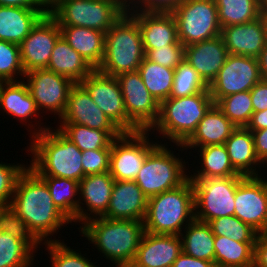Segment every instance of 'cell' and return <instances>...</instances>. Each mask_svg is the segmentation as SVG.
Segmentation results:
<instances>
[{
    "label": "cell",
    "instance_id": "cell-1",
    "mask_svg": "<svg viewBox=\"0 0 267 267\" xmlns=\"http://www.w3.org/2000/svg\"><path fill=\"white\" fill-rule=\"evenodd\" d=\"M9 206L42 243L63 241L54 234L72 223L54 204L45 181L29 166L17 179Z\"/></svg>",
    "mask_w": 267,
    "mask_h": 267
},
{
    "label": "cell",
    "instance_id": "cell-2",
    "mask_svg": "<svg viewBox=\"0 0 267 267\" xmlns=\"http://www.w3.org/2000/svg\"><path fill=\"white\" fill-rule=\"evenodd\" d=\"M78 229L81 237L88 239V244H93L100 256L115 267L132 264L145 232L143 221L108 219L103 216L87 220Z\"/></svg>",
    "mask_w": 267,
    "mask_h": 267
},
{
    "label": "cell",
    "instance_id": "cell-3",
    "mask_svg": "<svg viewBox=\"0 0 267 267\" xmlns=\"http://www.w3.org/2000/svg\"><path fill=\"white\" fill-rule=\"evenodd\" d=\"M28 139V166L39 176L63 177L80 181L85 175L81 163L82 151L56 127ZM28 149V150H27Z\"/></svg>",
    "mask_w": 267,
    "mask_h": 267
},
{
    "label": "cell",
    "instance_id": "cell-4",
    "mask_svg": "<svg viewBox=\"0 0 267 267\" xmlns=\"http://www.w3.org/2000/svg\"><path fill=\"white\" fill-rule=\"evenodd\" d=\"M213 104L209 90L191 96L169 97L163 100L159 106V118L149 130L153 134L151 137L158 133L159 136L154 137L155 140L162 138L160 143L168 140L166 144L169 143V146L171 143L173 146L183 145L195 132L198 123Z\"/></svg>",
    "mask_w": 267,
    "mask_h": 267
},
{
    "label": "cell",
    "instance_id": "cell-5",
    "mask_svg": "<svg viewBox=\"0 0 267 267\" xmlns=\"http://www.w3.org/2000/svg\"><path fill=\"white\" fill-rule=\"evenodd\" d=\"M194 219V189L188 178L182 185L148 198L144 230L153 234L180 235Z\"/></svg>",
    "mask_w": 267,
    "mask_h": 267
},
{
    "label": "cell",
    "instance_id": "cell-6",
    "mask_svg": "<svg viewBox=\"0 0 267 267\" xmlns=\"http://www.w3.org/2000/svg\"><path fill=\"white\" fill-rule=\"evenodd\" d=\"M145 51L138 22L125 12L105 33L104 56L96 69L108 76L138 71Z\"/></svg>",
    "mask_w": 267,
    "mask_h": 267
},
{
    "label": "cell",
    "instance_id": "cell-7",
    "mask_svg": "<svg viewBox=\"0 0 267 267\" xmlns=\"http://www.w3.org/2000/svg\"><path fill=\"white\" fill-rule=\"evenodd\" d=\"M170 145L171 149L167 144L159 142L148 153L134 180L148 198L174 189L189 178V174H187L189 173L187 170H190L188 169L189 162H185L184 157L178 153L174 154L175 149L184 152L183 145L176 144V148L172 144ZM186 163H188V167Z\"/></svg>",
    "mask_w": 267,
    "mask_h": 267
},
{
    "label": "cell",
    "instance_id": "cell-8",
    "mask_svg": "<svg viewBox=\"0 0 267 267\" xmlns=\"http://www.w3.org/2000/svg\"><path fill=\"white\" fill-rule=\"evenodd\" d=\"M125 12V0H53L49 4V14L60 27H85L104 33Z\"/></svg>",
    "mask_w": 267,
    "mask_h": 267
},
{
    "label": "cell",
    "instance_id": "cell-9",
    "mask_svg": "<svg viewBox=\"0 0 267 267\" xmlns=\"http://www.w3.org/2000/svg\"><path fill=\"white\" fill-rule=\"evenodd\" d=\"M245 177L189 178L194 189L195 219L208 223L234 215L235 192Z\"/></svg>",
    "mask_w": 267,
    "mask_h": 267
},
{
    "label": "cell",
    "instance_id": "cell-10",
    "mask_svg": "<svg viewBox=\"0 0 267 267\" xmlns=\"http://www.w3.org/2000/svg\"><path fill=\"white\" fill-rule=\"evenodd\" d=\"M171 13L184 47L221 35L215 0H185Z\"/></svg>",
    "mask_w": 267,
    "mask_h": 267
},
{
    "label": "cell",
    "instance_id": "cell-11",
    "mask_svg": "<svg viewBox=\"0 0 267 267\" xmlns=\"http://www.w3.org/2000/svg\"><path fill=\"white\" fill-rule=\"evenodd\" d=\"M149 131L123 133L111 143L109 173L114 180H135L148 153L159 143Z\"/></svg>",
    "mask_w": 267,
    "mask_h": 267
},
{
    "label": "cell",
    "instance_id": "cell-12",
    "mask_svg": "<svg viewBox=\"0 0 267 267\" xmlns=\"http://www.w3.org/2000/svg\"><path fill=\"white\" fill-rule=\"evenodd\" d=\"M80 84L96 105L123 132L141 131L128 117L117 77L102 74L94 69Z\"/></svg>",
    "mask_w": 267,
    "mask_h": 267
},
{
    "label": "cell",
    "instance_id": "cell-13",
    "mask_svg": "<svg viewBox=\"0 0 267 267\" xmlns=\"http://www.w3.org/2000/svg\"><path fill=\"white\" fill-rule=\"evenodd\" d=\"M23 80L41 115L50 112L51 115H57L60 119L67 106L69 92L76 83L47 69L27 72Z\"/></svg>",
    "mask_w": 267,
    "mask_h": 267
},
{
    "label": "cell",
    "instance_id": "cell-14",
    "mask_svg": "<svg viewBox=\"0 0 267 267\" xmlns=\"http://www.w3.org/2000/svg\"><path fill=\"white\" fill-rule=\"evenodd\" d=\"M261 80L258 58L229 54L208 88L216 104L223 97L250 91Z\"/></svg>",
    "mask_w": 267,
    "mask_h": 267
},
{
    "label": "cell",
    "instance_id": "cell-15",
    "mask_svg": "<svg viewBox=\"0 0 267 267\" xmlns=\"http://www.w3.org/2000/svg\"><path fill=\"white\" fill-rule=\"evenodd\" d=\"M127 117L141 130L149 131L159 118L160 104L152 97L138 71L116 76Z\"/></svg>",
    "mask_w": 267,
    "mask_h": 267
},
{
    "label": "cell",
    "instance_id": "cell-16",
    "mask_svg": "<svg viewBox=\"0 0 267 267\" xmlns=\"http://www.w3.org/2000/svg\"><path fill=\"white\" fill-rule=\"evenodd\" d=\"M60 26L49 14H45L19 44L21 62L25 73L46 69L58 38Z\"/></svg>",
    "mask_w": 267,
    "mask_h": 267
},
{
    "label": "cell",
    "instance_id": "cell-17",
    "mask_svg": "<svg viewBox=\"0 0 267 267\" xmlns=\"http://www.w3.org/2000/svg\"><path fill=\"white\" fill-rule=\"evenodd\" d=\"M234 202V216L260 233L267 225L265 176H246L237 186Z\"/></svg>",
    "mask_w": 267,
    "mask_h": 267
},
{
    "label": "cell",
    "instance_id": "cell-18",
    "mask_svg": "<svg viewBox=\"0 0 267 267\" xmlns=\"http://www.w3.org/2000/svg\"><path fill=\"white\" fill-rule=\"evenodd\" d=\"M1 110L3 113L8 114L7 116L10 115L14 117L16 121L18 120L24 125H28V131H31V137L51 127L49 125L46 126L47 123H41L42 120L39 118V121H36L37 117L43 116L40 115L41 112L32 98L24 80L15 82H0V112ZM33 119L35 121H32ZM35 122L38 123L36 124Z\"/></svg>",
    "mask_w": 267,
    "mask_h": 267
},
{
    "label": "cell",
    "instance_id": "cell-19",
    "mask_svg": "<svg viewBox=\"0 0 267 267\" xmlns=\"http://www.w3.org/2000/svg\"><path fill=\"white\" fill-rule=\"evenodd\" d=\"M114 183L109 171L84 176L79 181L78 213L72 223L82 225L91 218L103 216L108 209Z\"/></svg>",
    "mask_w": 267,
    "mask_h": 267
},
{
    "label": "cell",
    "instance_id": "cell-20",
    "mask_svg": "<svg viewBox=\"0 0 267 267\" xmlns=\"http://www.w3.org/2000/svg\"><path fill=\"white\" fill-rule=\"evenodd\" d=\"M57 123L80 124L98 130H120L80 83L71 88L65 112Z\"/></svg>",
    "mask_w": 267,
    "mask_h": 267
},
{
    "label": "cell",
    "instance_id": "cell-21",
    "mask_svg": "<svg viewBox=\"0 0 267 267\" xmlns=\"http://www.w3.org/2000/svg\"><path fill=\"white\" fill-rule=\"evenodd\" d=\"M181 252L180 235L144 232L135 259L127 267H172Z\"/></svg>",
    "mask_w": 267,
    "mask_h": 267
},
{
    "label": "cell",
    "instance_id": "cell-22",
    "mask_svg": "<svg viewBox=\"0 0 267 267\" xmlns=\"http://www.w3.org/2000/svg\"><path fill=\"white\" fill-rule=\"evenodd\" d=\"M142 34L145 53L166 46H183L178 39L175 17L171 12H128Z\"/></svg>",
    "mask_w": 267,
    "mask_h": 267
},
{
    "label": "cell",
    "instance_id": "cell-23",
    "mask_svg": "<svg viewBox=\"0 0 267 267\" xmlns=\"http://www.w3.org/2000/svg\"><path fill=\"white\" fill-rule=\"evenodd\" d=\"M221 36L228 53L258 58L267 44V30L262 16L254 21L223 27Z\"/></svg>",
    "mask_w": 267,
    "mask_h": 267
},
{
    "label": "cell",
    "instance_id": "cell-24",
    "mask_svg": "<svg viewBox=\"0 0 267 267\" xmlns=\"http://www.w3.org/2000/svg\"><path fill=\"white\" fill-rule=\"evenodd\" d=\"M228 55L221 35L185 46V61L208 86L217 77Z\"/></svg>",
    "mask_w": 267,
    "mask_h": 267
},
{
    "label": "cell",
    "instance_id": "cell-25",
    "mask_svg": "<svg viewBox=\"0 0 267 267\" xmlns=\"http://www.w3.org/2000/svg\"><path fill=\"white\" fill-rule=\"evenodd\" d=\"M148 197L133 180H115L108 209V219L144 221Z\"/></svg>",
    "mask_w": 267,
    "mask_h": 267
},
{
    "label": "cell",
    "instance_id": "cell-26",
    "mask_svg": "<svg viewBox=\"0 0 267 267\" xmlns=\"http://www.w3.org/2000/svg\"><path fill=\"white\" fill-rule=\"evenodd\" d=\"M237 127L213 104L198 123L192 136L183 144L184 148H199L224 144Z\"/></svg>",
    "mask_w": 267,
    "mask_h": 267
},
{
    "label": "cell",
    "instance_id": "cell-27",
    "mask_svg": "<svg viewBox=\"0 0 267 267\" xmlns=\"http://www.w3.org/2000/svg\"><path fill=\"white\" fill-rule=\"evenodd\" d=\"M49 9L0 6V40L20 44Z\"/></svg>",
    "mask_w": 267,
    "mask_h": 267
},
{
    "label": "cell",
    "instance_id": "cell-28",
    "mask_svg": "<svg viewBox=\"0 0 267 267\" xmlns=\"http://www.w3.org/2000/svg\"><path fill=\"white\" fill-rule=\"evenodd\" d=\"M234 169L243 176H262L264 168L255 153L253 136L246 127H237L224 143Z\"/></svg>",
    "mask_w": 267,
    "mask_h": 267
},
{
    "label": "cell",
    "instance_id": "cell-29",
    "mask_svg": "<svg viewBox=\"0 0 267 267\" xmlns=\"http://www.w3.org/2000/svg\"><path fill=\"white\" fill-rule=\"evenodd\" d=\"M61 36L83 59L97 69L104 56L105 33L85 27H60Z\"/></svg>",
    "mask_w": 267,
    "mask_h": 267
},
{
    "label": "cell",
    "instance_id": "cell-30",
    "mask_svg": "<svg viewBox=\"0 0 267 267\" xmlns=\"http://www.w3.org/2000/svg\"><path fill=\"white\" fill-rule=\"evenodd\" d=\"M187 154V150H193V153L197 152L199 158L197 159L198 168H192V173L189 171V178H217V177H230V176H243L239 174L232 166L228 152L224 144L207 145L199 148H184ZM195 149V150H194ZM197 150V151H196ZM201 162V163H200ZM194 170V171H193ZM191 174V175H190Z\"/></svg>",
    "mask_w": 267,
    "mask_h": 267
},
{
    "label": "cell",
    "instance_id": "cell-31",
    "mask_svg": "<svg viewBox=\"0 0 267 267\" xmlns=\"http://www.w3.org/2000/svg\"><path fill=\"white\" fill-rule=\"evenodd\" d=\"M46 69L65 76L74 83H80L94 70L62 36L54 45Z\"/></svg>",
    "mask_w": 267,
    "mask_h": 267
},
{
    "label": "cell",
    "instance_id": "cell-32",
    "mask_svg": "<svg viewBox=\"0 0 267 267\" xmlns=\"http://www.w3.org/2000/svg\"><path fill=\"white\" fill-rule=\"evenodd\" d=\"M57 125L55 127L81 151L111 149L112 141L123 134L121 130H98L74 123Z\"/></svg>",
    "mask_w": 267,
    "mask_h": 267
},
{
    "label": "cell",
    "instance_id": "cell-33",
    "mask_svg": "<svg viewBox=\"0 0 267 267\" xmlns=\"http://www.w3.org/2000/svg\"><path fill=\"white\" fill-rule=\"evenodd\" d=\"M182 251L191 257L214 262V238L208 223L194 219L180 234Z\"/></svg>",
    "mask_w": 267,
    "mask_h": 267
},
{
    "label": "cell",
    "instance_id": "cell-34",
    "mask_svg": "<svg viewBox=\"0 0 267 267\" xmlns=\"http://www.w3.org/2000/svg\"><path fill=\"white\" fill-rule=\"evenodd\" d=\"M40 177L48 186L54 204L72 222L78 213L79 182L63 177Z\"/></svg>",
    "mask_w": 267,
    "mask_h": 267
},
{
    "label": "cell",
    "instance_id": "cell-35",
    "mask_svg": "<svg viewBox=\"0 0 267 267\" xmlns=\"http://www.w3.org/2000/svg\"><path fill=\"white\" fill-rule=\"evenodd\" d=\"M138 72L152 97L160 104L170 97L175 70L161 66L144 57Z\"/></svg>",
    "mask_w": 267,
    "mask_h": 267
},
{
    "label": "cell",
    "instance_id": "cell-36",
    "mask_svg": "<svg viewBox=\"0 0 267 267\" xmlns=\"http://www.w3.org/2000/svg\"><path fill=\"white\" fill-rule=\"evenodd\" d=\"M255 242H237L226 236L215 235L214 263L219 265L254 264Z\"/></svg>",
    "mask_w": 267,
    "mask_h": 267
},
{
    "label": "cell",
    "instance_id": "cell-37",
    "mask_svg": "<svg viewBox=\"0 0 267 267\" xmlns=\"http://www.w3.org/2000/svg\"><path fill=\"white\" fill-rule=\"evenodd\" d=\"M221 27L239 25L261 16L259 0H215Z\"/></svg>",
    "mask_w": 267,
    "mask_h": 267
},
{
    "label": "cell",
    "instance_id": "cell-38",
    "mask_svg": "<svg viewBox=\"0 0 267 267\" xmlns=\"http://www.w3.org/2000/svg\"><path fill=\"white\" fill-rule=\"evenodd\" d=\"M35 254L19 239L0 232V267H33Z\"/></svg>",
    "mask_w": 267,
    "mask_h": 267
},
{
    "label": "cell",
    "instance_id": "cell-39",
    "mask_svg": "<svg viewBox=\"0 0 267 267\" xmlns=\"http://www.w3.org/2000/svg\"><path fill=\"white\" fill-rule=\"evenodd\" d=\"M0 232L9 233L21 240L34 254L43 245L10 206H0Z\"/></svg>",
    "mask_w": 267,
    "mask_h": 267
},
{
    "label": "cell",
    "instance_id": "cell-40",
    "mask_svg": "<svg viewBox=\"0 0 267 267\" xmlns=\"http://www.w3.org/2000/svg\"><path fill=\"white\" fill-rule=\"evenodd\" d=\"M216 105L236 127H246L254 113L250 91L223 97Z\"/></svg>",
    "mask_w": 267,
    "mask_h": 267
},
{
    "label": "cell",
    "instance_id": "cell-41",
    "mask_svg": "<svg viewBox=\"0 0 267 267\" xmlns=\"http://www.w3.org/2000/svg\"><path fill=\"white\" fill-rule=\"evenodd\" d=\"M50 257L51 267H97L85 254H81V249H71L63 241H52L43 243Z\"/></svg>",
    "mask_w": 267,
    "mask_h": 267
},
{
    "label": "cell",
    "instance_id": "cell-42",
    "mask_svg": "<svg viewBox=\"0 0 267 267\" xmlns=\"http://www.w3.org/2000/svg\"><path fill=\"white\" fill-rule=\"evenodd\" d=\"M214 235L226 236L237 242H256L259 233L236 216H223L208 222Z\"/></svg>",
    "mask_w": 267,
    "mask_h": 267
},
{
    "label": "cell",
    "instance_id": "cell-43",
    "mask_svg": "<svg viewBox=\"0 0 267 267\" xmlns=\"http://www.w3.org/2000/svg\"><path fill=\"white\" fill-rule=\"evenodd\" d=\"M209 90L194 68L185 60L175 69L170 97H186Z\"/></svg>",
    "mask_w": 267,
    "mask_h": 267
},
{
    "label": "cell",
    "instance_id": "cell-44",
    "mask_svg": "<svg viewBox=\"0 0 267 267\" xmlns=\"http://www.w3.org/2000/svg\"><path fill=\"white\" fill-rule=\"evenodd\" d=\"M24 76L19 45L0 40V82L21 81Z\"/></svg>",
    "mask_w": 267,
    "mask_h": 267
},
{
    "label": "cell",
    "instance_id": "cell-45",
    "mask_svg": "<svg viewBox=\"0 0 267 267\" xmlns=\"http://www.w3.org/2000/svg\"><path fill=\"white\" fill-rule=\"evenodd\" d=\"M22 163L0 162V206H9L17 179L28 166V163Z\"/></svg>",
    "mask_w": 267,
    "mask_h": 267
},
{
    "label": "cell",
    "instance_id": "cell-46",
    "mask_svg": "<svg viewBox=\"0 0 267 267\" xmlns=\"http://www.w3.org/2000/svg\"><path fill=\"white\" fill-rule=\"evenodd\" d=\"M145 57L161 66L176 69L185 60L184 46H166L148 50Z\"/></svg>",
    "mask_w": 267,
    "mask_h": 267
},
{
    "label": "cell",
    "instance_id": "cell-47",
    "mask_svg": "<svg viewBox=\"0 0 267 267\" xmlns=\"http://www.w3.org/2000/svg\"><path fill=\"white\" fill-rule=\"evenodd\" d=\"M111 149L82 151V167L84 175L99 174L109 171Z\"/></svg>",
    "mask_w": 267,
    "mask_h": 267
},
{
    "label": "cell",
    "instance_id": "cell-48",
    "mask_svg": "<svg viewBox=\"0 0 267 267\" xmlns=\"http://www.w3.org/2000/svg\"><path fill=\"white\" fill-rule=\"evenodd\" d=\"M126 12H172L185 0H125Z\"/></svg>",
    "mask_w": 267,
    "mask_h": 267
},
{
    "label": "cell",
    "instance_id": "cell-49",
    "mask_svg": "<svg viewBox=\"0 0 267 267\" xmlns=\"http://www.w3.org/2000/svg\"><path fill=\"white\" fill-rule=\"evenodd\" d=\"M251 100L254 112L267 109V81L261 80L251 90Z\"/></svg>",
    "mask_w": 267,
    "mask_h": 267
},
{
    "label": "cell",
    "instance_id": "cell-50",
    "mask_svg": "<svg viewBox=\"0 0 267 267\" xmlns=\"http://www.w3.org/2000/svg\"><path fill=\"white\" fill-rule=\"evenodd\" d=\"M251 133L256 156L263 166H267V128L251 131Z\"/></svg>",
    "mask_w": 267,
    "mask_h": 267
},
{
    "label": "cell",
    "instance_id": "cell-51",
    "mask_svg": "<svg viewBox=\"0 0 267 267\" xmlns=\"http://www.w3.org/2000/svg\"><path fill=\"white\" fill-rule=\"evenodd\" d=\"M214 265L212 261L194 258L182 251L172 267H214Z\"/></svg>",
    "mask_w": 267,
    "mask_h": 267
},
{
    "label": "cell",
    "instance_id": "cell-52",
    "mask_svg": "<svg viewBox=\"0 0 267 267\" xmlns=\"http://www.w3.org/2000/svg\"><path fill=\"white\" fill-rule=\"evenodd\" d=\"M0 6L49 9V4L45 0H0Z\"/></svg>",
    "mask_w": 267,
    "mask_h": 267
},
{
    "label": "cell",
    "instance_id": "cell-53",
    "mask_svg": "<svg viewBox=\"0 0 267 267\" xmlns=\"http://www.w3.org/2000/svg\"><path fill=\"white\" fill-rule=\"evenodd\" d=\"M254 266L267 267V243L258 236L254 245Z\"/></svg>",
    "mask_w": 267,
    "mask_h": 267
},
{
    "label": "cell",
    "instance_id": "cell-54",
    "mask_svg": "<svg viewBox=\"0 0 267 267\" xmlns=\"http://www.w3.org/2000/svg\"><path fill=\"white\" fill-rule=\"evenodd\" d=\"M246 128L250 131L267 128V109L259 112H254Z\"/></svg>",
    "mask_w": 267,
    "mask_h": 267
},
{
    "label": "cell",
    "instance_id": "cell-55",
    "mask_svg": "<svg viewBox=\"0 0 267 267\" xmlns=\"http://www.w3.org/2000/svg\"><path fill=\"white\" fill-rule=\"evenodd\" d=\"M258 62L262 80L267 81V44L261 51L258 57Z\"/></svg>",
    "mask_w": 267,
    "mask_h": 267
},
{
    "label": "cell",
    "instance_id": "cell-56",
    "mask_svg": "<svg viewBox=\"0 0 267 267\" xmlns=\"http://www.w3.org/2000/svg\"><path fill=\"white\" fill-rule=\"evenodd\" d=\"M260 1V14L263 18H267V0Z\"/></svg>",
    "mask_w": 267,
    "mask_h": 267
},
{
    "label": "cell",
    "instance_id": "cell-57",
    "mask_svg": "<svg viewBox=\"0 0 267 267\" xmlns=\"http://www.w3.org/2000/svg\"><path fill=\"white\" fill-rule=\"evenodd\" d=\"M214 267H255L254 264H246V265H219L215 264Z\"/></svg>",
    "mask_w": 267,
    "mask_h": 267
},
{
    "label": "cell",
    "instance_id": "cell-58",
    "mask_svg": "<svg viewBox=\"0 0 267 267\" xmlns=\"http://www.w3.org/2000/svg\"><path fill=\"white\" fill-rule=\"evenodd\" d=\"M259 236L267 243V225L259 233Z\"/></svg>",
    "mask_w": 267,
    "mask_h": 267
},
{
    "label": "cell",
    "instance_id": "cell-59",
    "mask_svg": "<svg viewBox=\"0 0 267 267\" xmlns=\"http://www.w3.org/2000/svg\"><path fill=\"white\" fill-rule=\"evenodd\" d=\"M48 4H50L53 0H45Z\"/></svg>",
    "mask_w": 267,
    "mask_h": 267
},
{
    "label": "cell",
    "instance_id": "cell-60",
    "mask_svg": "<svg viewBox=\"0 0 267 267\" xmlns=\"http://www.w3.org/2000/svg\"><path fill=\"white\" fill-rule=\"evenodd\" d=\"M265 24H266V30H267V18H264Z\"/></svg>",
    "mask_w": 267,
    "mask_h": 267
}]
</instances>
